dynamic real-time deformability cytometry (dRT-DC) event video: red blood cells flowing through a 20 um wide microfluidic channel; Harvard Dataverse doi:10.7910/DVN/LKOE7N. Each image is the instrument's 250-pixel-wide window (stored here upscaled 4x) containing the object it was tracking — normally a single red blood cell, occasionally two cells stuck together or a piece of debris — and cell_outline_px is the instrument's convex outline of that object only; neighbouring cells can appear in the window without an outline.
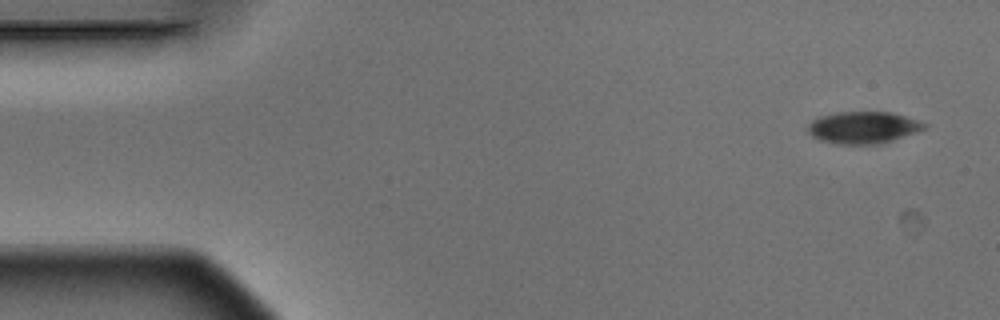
{"species": "Egyptian fruit bat (a non-hibernating species)", "species_latin": "Rousettus aegyptiacus", "temperature_condition": "warm", "stored_images_in_passage": 4, "camera_frame_rate_fps": 3000, "um_per_image_px": 0.085, "animal": {"sex": "male"}, "frame": {"image": 1, "passage_image": 1, "time_ms": 0.0, "image_size_px": [1000, 320], "cell_outline_px": [[928, 128], [880, 144], [836, 144], [820, 140], [812, 136], [808, 132], [808, 124], [812, 120], [820, 116], [836, 112], [892, 112], [928, 124]], "centroid_in_image_um": [73.36, 10.84], "position_along_channel_um": 11.6, "area_um2": 21.68}}
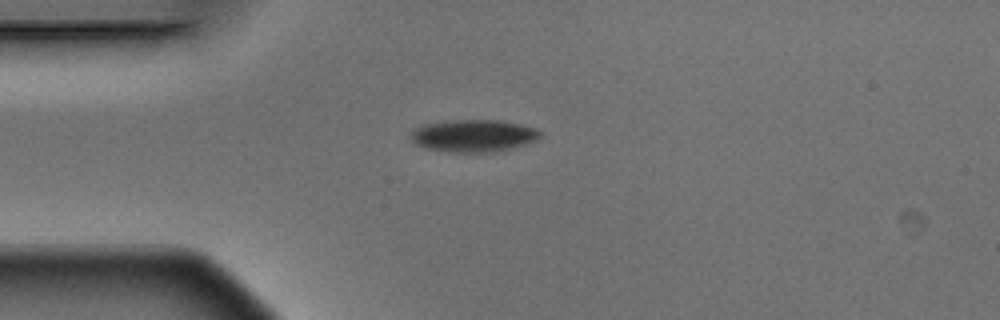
{"frame": {"image": 2, "passage_image": 4, "time_ms": 1.0, "image_size_px": [1000, 320], "cell_outline_px": [[540, 136], [536, 140], [524, 144], [492, 152], [448, 152], [424, 148], [416, 144], [412, 140], [412, 132], [416, 128], [424, 124], [452, 120], [500, 120], [520, 124], [536, 128], [540, 132]], "centroid_in_image_um": [40.23, 11.53], "position_along_channel_um": 44.8, "area_um2": 24.1}}